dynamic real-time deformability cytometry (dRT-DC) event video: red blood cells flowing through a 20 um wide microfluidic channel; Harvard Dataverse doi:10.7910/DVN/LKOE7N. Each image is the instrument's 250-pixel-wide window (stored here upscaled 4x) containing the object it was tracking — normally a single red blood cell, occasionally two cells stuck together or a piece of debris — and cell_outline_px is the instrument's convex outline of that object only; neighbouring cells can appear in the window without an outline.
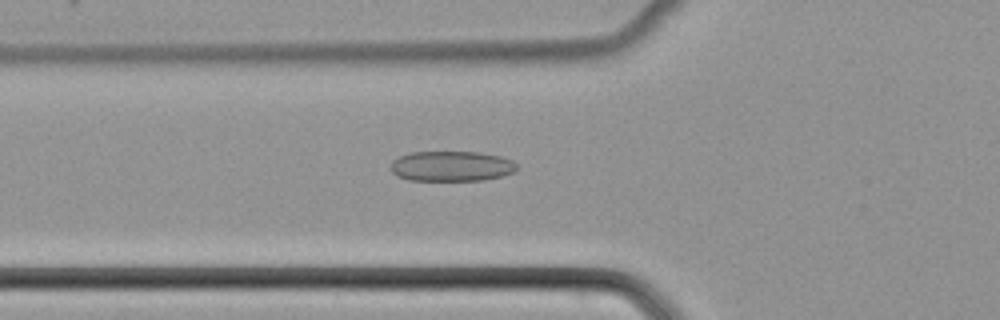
{"species": "common noctule bat (a hibernating species)", "species_latin": "Nyctalus noctula", "temperature_condition": "cold", "stored_images_in_passage": 51, "camera_frame_rate_fps": 3000, "um_per_image_px": 0.085, "animal": {"sex": "female", "body_mass_g": 22.7, "forearm_length_mm": 54.2}, "frame": {"image": 1, "passage_image": 19, "time_ms": 6.0, "image_size_px": [1000, 320], "cell_outline_px": [[516, 172], [484, 180], [408, 180], [396, 176], [388, 168], [392, 160], [400, 156], [412, 152], [480, 152], [500, 156], [512, 160], [516, 164]], "centroid_in_image_um": [38.34, 14.12], "position_along_channel_um": 87.5, "area_um2": 22.37}}
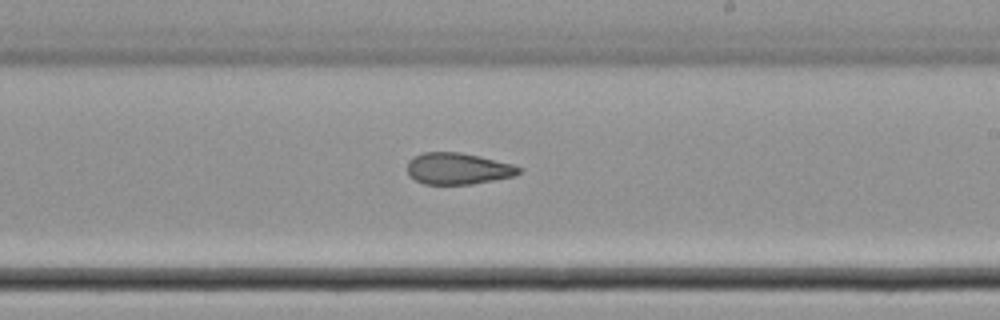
{"frame": {"image": 2, "passage_image": 31, "time_ms": 10.0, "image_size_px": [1000, 320], "cell_outline_px": [[524, 168], [516, 176], [472, 184], [424, 184], [408, 176], [408, 160], [412, 156], [424, 152], [460, 152], [480, 156], [512, 164]], "centroid_in_image_um": [38.93, 14.33], "position_along_channel_um": 250.1, "area_um2": 20.69}}
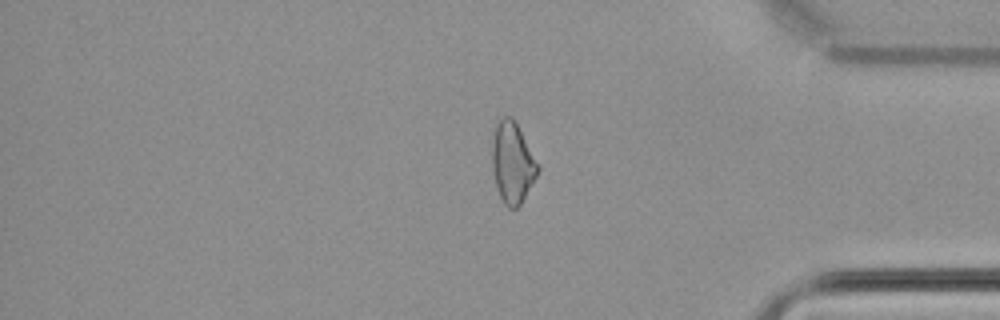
{"frame": {"image": 3, "passage_image": 43, "time_ms": 14.0, "image_size_px": [1000, 320], "cell_outline_px": [[540, 168], [536, 176], [520, 204], [516, 208], [508, 208], [504, 204], [500, 196], [496, 184], [492, 168], [492, 144], [496, 116], [512, 116], [540, 164]], "centroid_in_image_um": [43.55, 13.76], "position_along_channel_um": 391.7, "area_um2": 21.73}}